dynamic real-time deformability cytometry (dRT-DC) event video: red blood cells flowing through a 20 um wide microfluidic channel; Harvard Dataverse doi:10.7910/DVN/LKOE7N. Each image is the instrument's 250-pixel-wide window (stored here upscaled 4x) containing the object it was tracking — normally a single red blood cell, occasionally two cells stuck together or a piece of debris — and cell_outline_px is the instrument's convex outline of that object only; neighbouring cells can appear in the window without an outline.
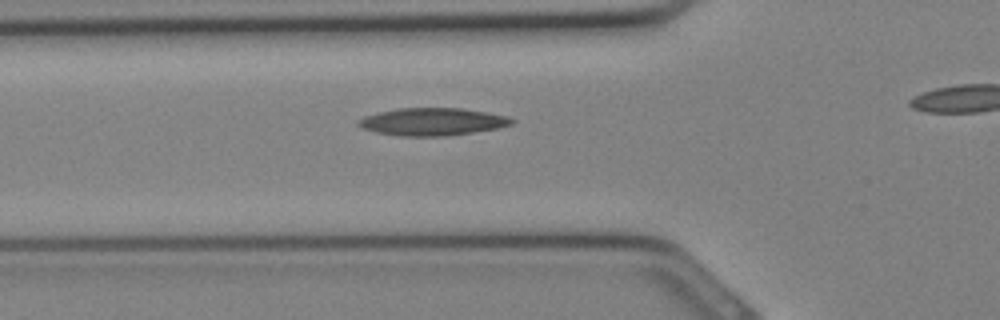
{"species": "Egyptian fruit bat (a non-hibernating species)", "species_latin": "Rousettus aegyptiacus", "temperature_condition": "cold", "stored_images_in_passage": 19, "camera_frame_rate_fps": 3000, "um_per_image_px": 0.085, "animal": {"sex": "female"}, "frame": {"image": 1, "passage_image": 8, "time_ms": 2.333, "image_size_px": [1000, 320], "cell_outline_px": [[516, 120], [512, 124], [496, 128], [448, 136], [400, 136], [376, 132], [364, 128], [356, 124], [356, 120], [364, 116], [396, 108], [460, 108], [508, 116]], "centroid_in_image_um": [36.73, 10.34], "position_along_channel_um": 89.1, "area_um2": 24.51}}
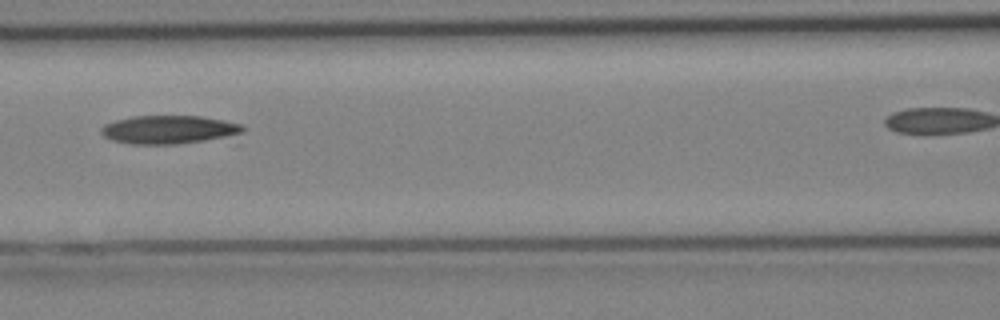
{"frame": {"image": 2, "passage_image": 11, "time_ms": 3.333, "image_size_px": [1000, 320], "cell_outline_px": [[244, 132], [240, 144], [128, 144], [112, 140], [104, 136], [100, 132], [100, 128], [104, 124], [116, 120], [132, 116], [200, 116], [240, 124], [244, 128]], "centroid_in_image_um": [14.7, 11.1], "position_along_channel_um": 151.9, "area_um2": 25.61}}
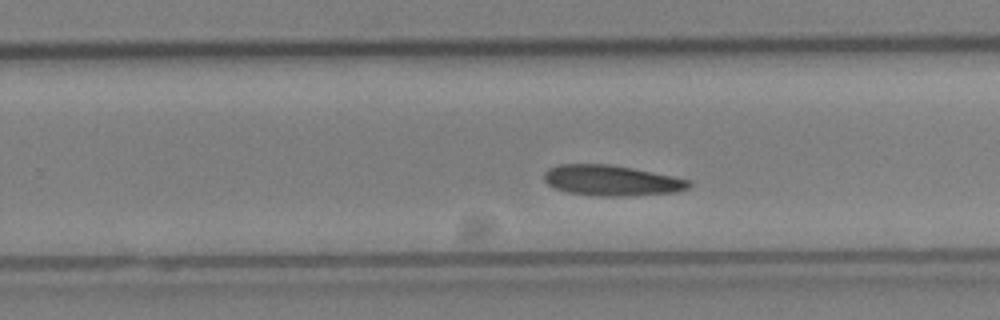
{"frame": {"image": 3, "passage_image": 19, "time_ms": 6.0, "image_size_px": [1000, 320], "cell_outline_px": [[692, 184], [688, 188], [676, 192], [632, 196], [600, 196], [568, 192], [556, 188], [548, 184], [544, 180], [544, 172], [548, 168], [560, 164], [608, 164], [632, 168], [672, 176], [688, 180]], "centroid_in_image_um": [51.97, 15.34], "position_along_channel_um": 277.8, "area_um2": 25.66}}